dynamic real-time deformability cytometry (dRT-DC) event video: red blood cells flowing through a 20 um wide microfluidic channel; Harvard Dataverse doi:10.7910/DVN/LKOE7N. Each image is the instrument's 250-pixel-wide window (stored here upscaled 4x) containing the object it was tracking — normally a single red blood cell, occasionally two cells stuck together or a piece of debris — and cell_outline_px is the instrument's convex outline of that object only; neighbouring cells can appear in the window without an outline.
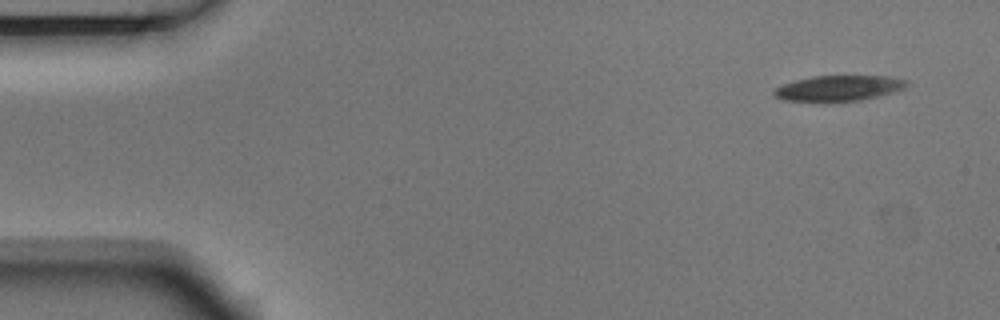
{"species": "Egyptian fruit bat (a non-hibernating species)", "species_latin": "Rousettus aegyptiacus", "temperature_condition": "room temperature", "stored_images_in_passage": 2, "camera_frame_rate_fps": 3000, "um_per_image_px": 0.085, "animal": {"sex": "male"}, "frame": {"image": 1, "passage_image": 1, "time_ms": 0.0, "image_size_px": [1000, 320], "cell_outline_px": [[908, 84], [904, 88], [892, 92], [860, 100], [784, 100], [776, 96], [772, 92], [776, 88], [784, 84], [796, 80], [812, 76], [888, 76], [908, 80]], "centroid_in_image_um": [71.32, 7.47], "position_along_channel_um": 13.7, "area_um2": 19.07}}